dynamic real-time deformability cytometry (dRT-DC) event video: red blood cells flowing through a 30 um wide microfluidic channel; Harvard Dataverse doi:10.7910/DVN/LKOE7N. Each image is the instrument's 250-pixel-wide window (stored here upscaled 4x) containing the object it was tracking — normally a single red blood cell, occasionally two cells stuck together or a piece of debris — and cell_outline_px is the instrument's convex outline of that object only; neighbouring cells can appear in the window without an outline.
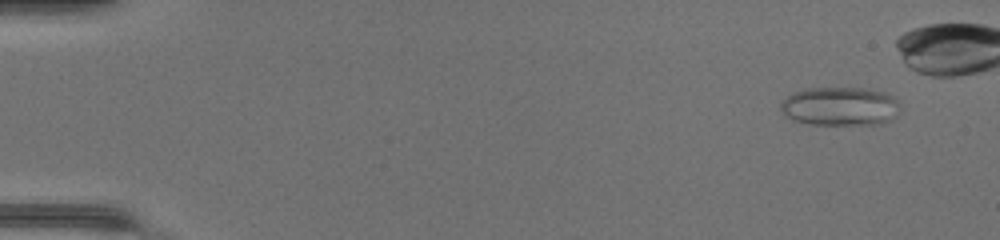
{"species": "common noctule bat (a hibernating species)", "species_latin": "Nyctalus noctula", "temperature_condition": "warm", "stored_images_in_passage": 44, "camera_frame_rate_fps": 3000, "um_per_image_px": 0.085, "animal": {"sex": "female", "body_mass_g": 17.0, "forearm_length_mm": 48.0}, "frame": {"image": 1, "passage_image": 4, "time_ms": 1.0, "image_size_px": [1000, 240], "cell_outline_px": [[900, 112], [896, 116], [880, 124], [812, 124], [792, 120], [784, 116], [780, 108], [780, 104], [792, 92], [804, 88], [864, 88], [884, 92], [892, 96], [900, 104]], "centroid_in_image_um": [71.4, 9.03], "position_along_channel_um": 13.6, "area_um2": 27.11}}
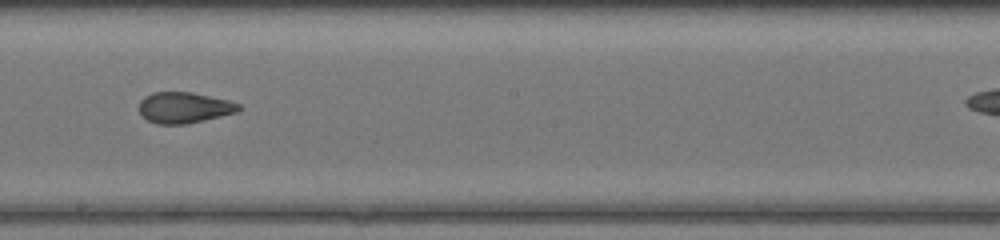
{"frame": {"image": 2, "passage_image": 29, "time_ms": 9.333, "image_size_px": [1000, 240], "cell_outline_px": [[240, 108], [236, 112], [188, 124], [156, 124], [148, 120], [140, 112], [140, 100], [156, 92], [188, 92], [228, 100], [240, 104]], "centroid_in_image_um": [15.66, 9.16], "position_along_channel_um": 232.5, "area_um2": 17.57}}
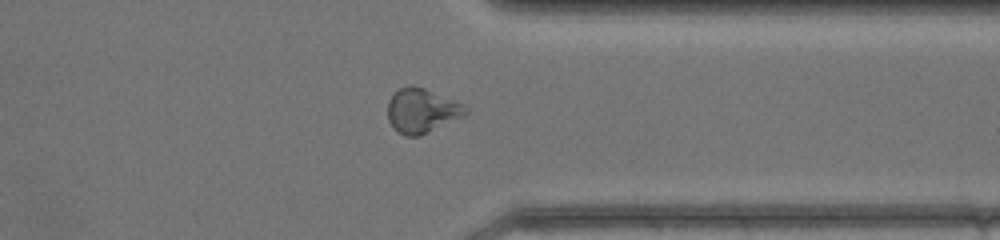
{"frame": {"image": 3, "passage_image": 39, "time_ms": 12.667, "image_size_px": [1000, 240], "cell_outline_px": [[468, 112], [464, 116], [420, 136], [408, 136], [400, 132], [388, 120], [388, 100], [400, 88], [424, 88], [460, 104], [468, 108]], "centroid_in_image_um": [35.86, 9.44], "position_along_channel_um": 375.5, "area_um2": 19.31}, "authors_computed_cell_mechanics": {"area_um2": 19.9121, "velocity_mm_per_s": 4.3464, "shape_relaxation_time_tau1_ms": null, "shape_relaxation_time_tau2_ms": 1.3962, "deformation_change_tau1": null, "deformation_change_tau2": 0.0798}}